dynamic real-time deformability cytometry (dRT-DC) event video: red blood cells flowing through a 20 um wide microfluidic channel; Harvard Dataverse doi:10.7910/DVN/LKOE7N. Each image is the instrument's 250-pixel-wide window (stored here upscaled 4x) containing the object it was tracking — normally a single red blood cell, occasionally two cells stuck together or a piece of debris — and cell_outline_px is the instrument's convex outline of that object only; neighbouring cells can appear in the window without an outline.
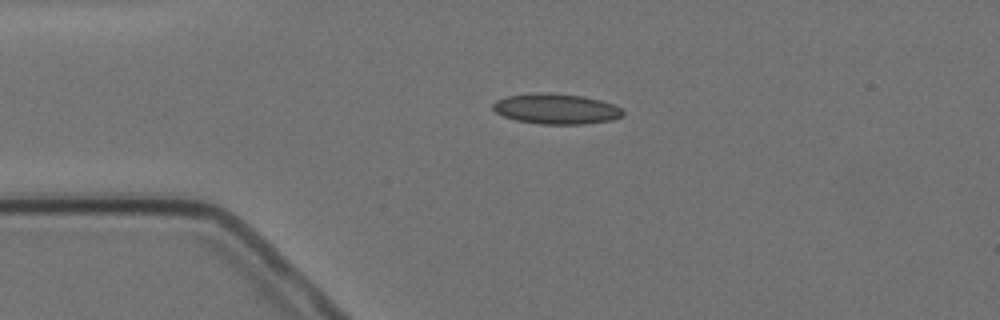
{"species": "Egyptian fruit bat (a non-hibernating species)", "species_latin": "Rousettus aegyptiacus", "temperature_condition": "cold", "stored_images_in_passage": 3, "camera_frame_rate_fps": 3000, "um_per_image_px": 0.085, "animal": {"sex": "female"}, "frame": {"image": 1, "passage_image": 1, "time_ms": 0.0, "image_size_px": [1000, 320], "cell_outline_px": [[624, 116], [612, 120], [584, 124], [540, 124], [516, 120], [504, 116], [496, 112], [492, 108], [492, 104], [496, 100], [508, 96], [532, 92], [552, 92], [584, 96], [600, 100], [612, 104], [620, 108], [624, 112]], "centroid_in_image_um": [47.27, 9.24], "position_along_channel_um": 37.7, "area_um2": 23.24}}
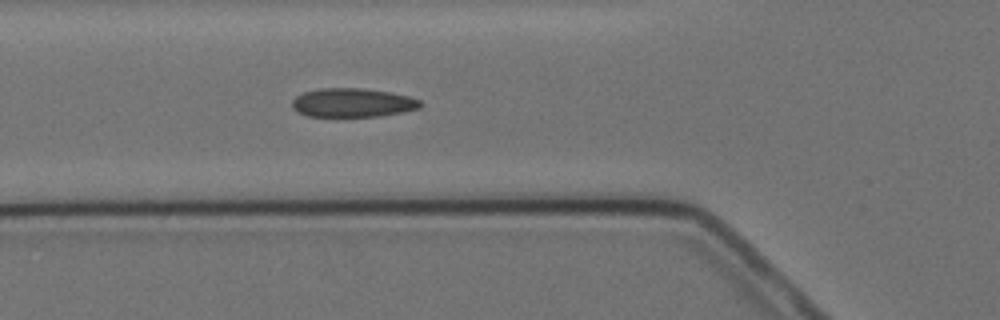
{"frame": {"image": 2, "passage_image": 3, "time_ms": 2.333, "image_size_px": [1000, 320], "cell_outline_px": [[424, 104], [420, 108], [404, 112], [380, 116], [308, 116], [296, 112], [292, 108], [292, 100], [296, 96], [304, 92], [320, 88], [364, 88], [392, 92], [408, 96], [420, 100]], "centroid_in_image_um": [29.99, 8.72], "position_along_channel_um": 95.8, "area_um2": 21.79}}